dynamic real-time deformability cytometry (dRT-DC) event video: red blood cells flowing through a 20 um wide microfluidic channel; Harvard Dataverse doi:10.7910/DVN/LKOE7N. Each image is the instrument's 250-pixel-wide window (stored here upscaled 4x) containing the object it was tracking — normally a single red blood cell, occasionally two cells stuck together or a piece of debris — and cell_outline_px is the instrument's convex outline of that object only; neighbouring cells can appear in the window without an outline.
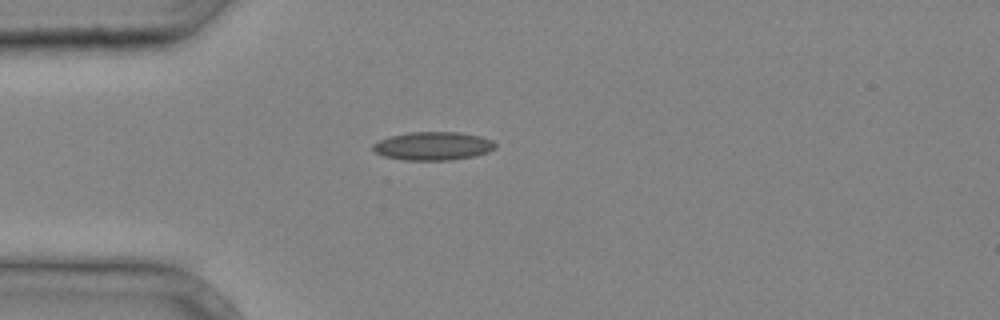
{"species": "common noctule bat (a hibernating species)", "species_latin": "Nyctalus noctula", "temperature_condition": "cold", "stored_images_in_passage": 1, "camera_frame_rate_fps": 3000, "um_per_image_px": 0.085, "animal": {"sex": "male", "body_mass_g": 20.4}, "frame": {"image": 1, "passage_image": 1, "time_ms": 0.0, "image_size_px": [1000, 320], "cell_outline_px": [[496, 148], [488, 152], [476, 156], [448, 160], [404, 160], [384, 156], [376, 152], [372, 148], [372, 144], [388, 136], [412, 132], [460, 132], [480, 136], [492, 140], [496, 144]], "centroid_in_image_um": [36.83, 12.41], "position_along_channel_um": 48.2, "area_um2": 20.29}}